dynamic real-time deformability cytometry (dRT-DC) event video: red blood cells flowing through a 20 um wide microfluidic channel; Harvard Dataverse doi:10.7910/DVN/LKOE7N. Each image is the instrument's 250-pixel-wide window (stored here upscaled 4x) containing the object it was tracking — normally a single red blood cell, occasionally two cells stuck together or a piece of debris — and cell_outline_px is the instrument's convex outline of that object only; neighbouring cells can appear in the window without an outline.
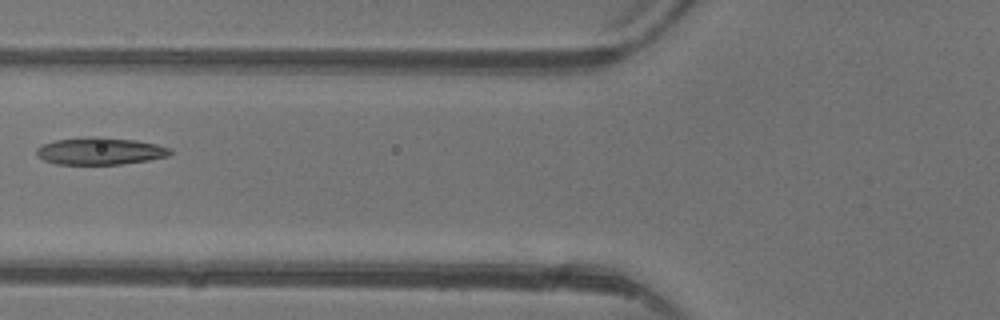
{"species": "common noctule bat (a hibernating species)", "species_latin": "Nyctalus noctula", "temperature_condition": "warm", "stored_images_in_passage": 4, "camera_frame_rate_fps": 3000, "um_per_image_px": 0.085, "animal": {"sex": "female"}, "frame": {"image": 1, "passage_image": 4, "time_ms": 5.333, "image_size_px": [1000, 320], "cell_outline_px": [[172, 152], [168, 156], [148, 160], [120, 164], [56, 164], [44, 160], [36, 156], [36, 148], [40, 144], [56, 140], [96, 136], [100, 136], [136, 140], [156, 144], [172, 148]], "centroid_in_image_um": [8.49, 12.83], "position_along_channel_um": 117.3, "area_um2": 21.33}}